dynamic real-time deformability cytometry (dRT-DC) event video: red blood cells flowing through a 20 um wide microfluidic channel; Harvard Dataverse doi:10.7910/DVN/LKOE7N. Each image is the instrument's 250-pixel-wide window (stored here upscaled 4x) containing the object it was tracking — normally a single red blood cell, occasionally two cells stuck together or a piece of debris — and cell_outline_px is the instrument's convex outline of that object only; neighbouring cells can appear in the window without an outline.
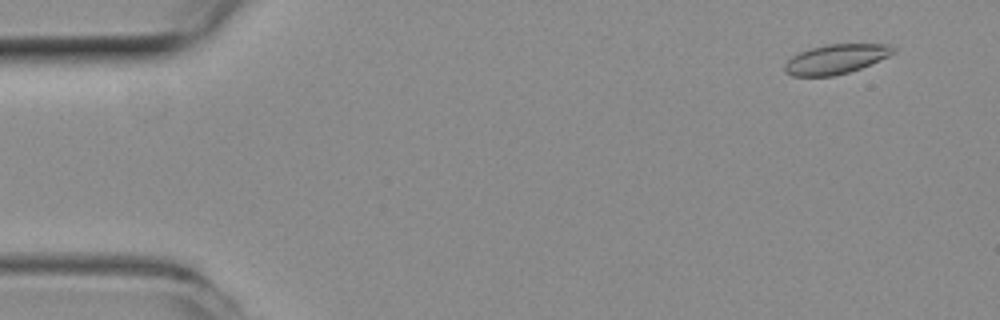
{"species": "common noctule bat (a hibernating species)", "species_latin": "Nyctalus noctula", "temperature_condition": "room temperature", "stored_images_in_passage": 52, "camera_frame_rate_fps": 3000, "um_per_image_px": 0.085, "animal": {"sex": "female", "body_mass_g": 19.3, "forearm_length_mm": 54.1}, "frame": {"image": 1, "passage_image": 4, "time_ms": 1.0, "image_size_px": [1000, 320], "cell_outline_px": [[896, 52], [888, 56], [860, 68], [848, 72], [832, 76], [792, 76], [784, 72], [784, 64], [792, 56], [800, 52], [812, 48], [828, 44], [892, 44], [896, 48]], "centroid_in_image_um": [71.05, 5.02], "position_along_channel_um": 13.9, "area_um2": 18.61}}
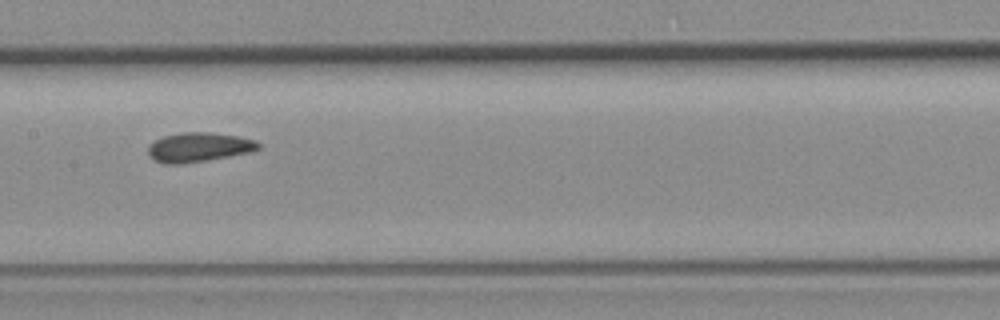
{"frame": {"image": 2, "passage_image": 26, "time_ms": 8.333, "image_size_px": [1000, 320], "cell_outline_px": [[260, 148], [248, 152], [204, 160], [180, 164], [164, 164], [148, 156], [148, 144], [164, 136], [180, 132], [208, 132], [236, 136], [256, 140], [260, 144]], "centroid_in_image_um": [16.84, 12.5], "position_along_channel_um": 190.6, "area_um2": 18.61}}
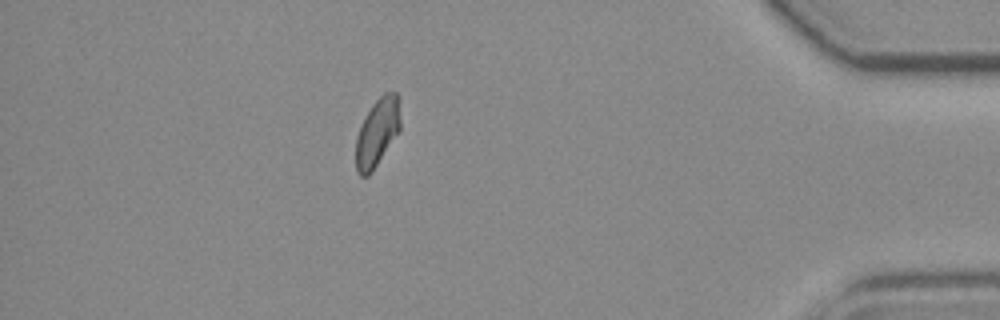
{"frame": {"image": 3, "passage_image": 46, "time_ms": 15.0, "image_size_px": [1000, 320], "cell_outline_px": [[400, 128], [372, 172], [368, 176], [360, 176], [356, 172], [356, 136], [360, 124], [372, 104], [384, 92], [396, 92], [400, 96]], "centroid_in_image_um": [32.06, 11.22], "position_along_channel_um": 403.1, "area_um2": 17.74}, "authors_computed_cell_mechanics": {"area_um2": 18.5538, "velocity_mm_per_s": 3.9307, "shape_relaxation_time_tau1_ms": null, "shape_relaxation_time_tau2_ms": 2.343, "deformation_change_tau1": null, "deformation_change_tau2": 0.0708}}